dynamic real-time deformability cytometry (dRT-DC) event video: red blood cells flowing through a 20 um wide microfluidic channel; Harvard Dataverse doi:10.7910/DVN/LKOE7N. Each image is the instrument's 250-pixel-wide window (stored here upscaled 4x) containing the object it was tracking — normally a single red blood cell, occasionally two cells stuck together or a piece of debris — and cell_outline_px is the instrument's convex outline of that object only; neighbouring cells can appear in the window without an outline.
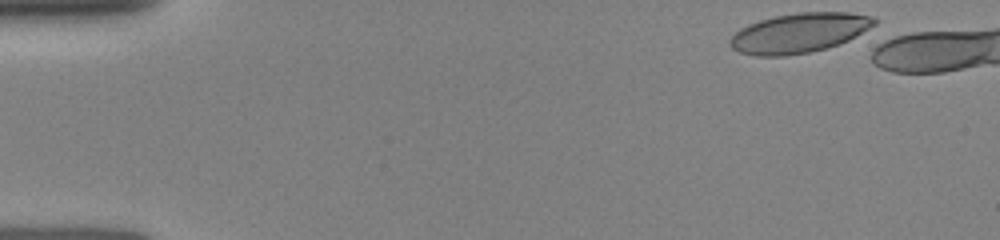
{"species": "human", "species_latin": "Homo sapiens", "temperature_condition": "room temperature", "stored_images_in_passage": 16, "segment_of_instrument_passage": [1, 2], "camera_frame_rate_fps": 3000, "um_per_image_px": 0.085, "donor": {"sex": "female"}, "frame": {"image": 1, "passage_image": 1, "time_ms": 0.0, "image_size_px": [1000, 240], "cell_outline_px": [[880, 20], [876, 24], [848, 40], [840, 44], [828, 48], [808, 52], [784, 56], [756, 56], [740, 52], [732, 48], [728, 44], [728, 40], [740, 28], [748, 24], [760, 20], [776, 16], [796, 12], [848, 12], [876, 16]], "centroid_in_image_um": [67.95, 2.79], "position_along_channel_um": 17.0, "area_um2": 33.58}}
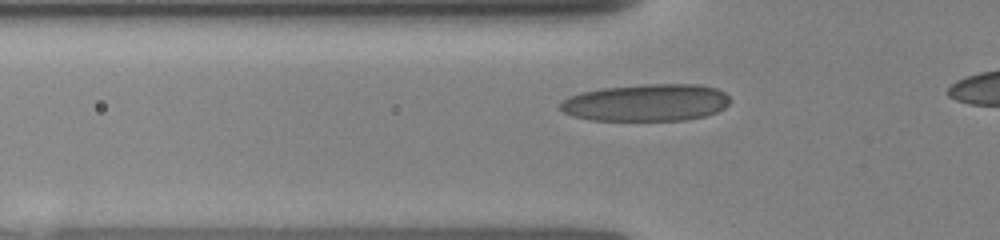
{"frame": {"image": 2, "passage_image": 13, "time_ms": 4.0, "image_size_px": [1000, 240], "cell_outline_px": [[732, 100], [724, 108], [716, 112], [704, 116], [684, 120], [592, 120], [572, 116], [564, 112], [560, 108], [560, 104], [568, 96], [580, 92], [604, 88], [644, 84], [700, 84], [716, 88], [724, 92]], "centroid_in_image_um": [54.95, 8.72], "position_along_channel_um": 70.8, "area_um2": 36.82}}